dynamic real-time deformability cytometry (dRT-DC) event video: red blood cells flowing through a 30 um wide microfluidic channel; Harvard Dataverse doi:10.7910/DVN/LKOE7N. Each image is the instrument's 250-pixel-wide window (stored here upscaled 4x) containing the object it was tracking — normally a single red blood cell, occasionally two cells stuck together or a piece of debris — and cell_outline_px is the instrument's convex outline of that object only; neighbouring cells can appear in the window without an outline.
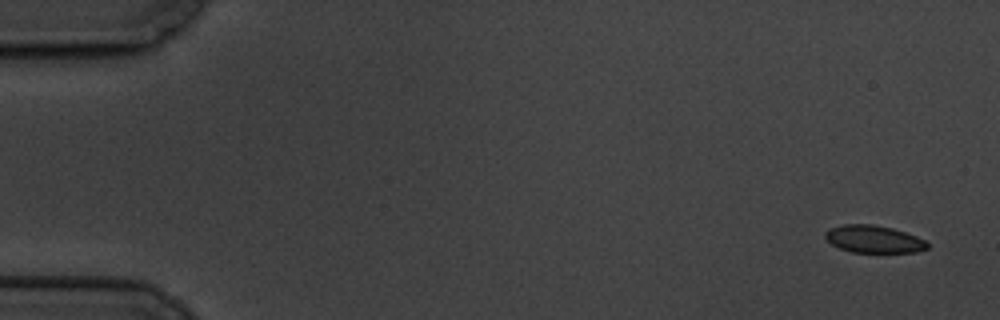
{"species": "common noctule bat (a hibernating species)", "species_latin": "Nyctalus noctula", "temperature_condition": "cold", "stored_images_in_passage": 15, "camera_frame_rate_fps": 3000, "um_per_image_px": 0.085, "animal": {"sex": "male", "body_mass_g": 19.5, "forearm_length_mm": 54.6}, "frame": {"image": 1, "passage_image": 1, "time_ms": 0.0, "image_size_px": [1000, 320], "cell_outline_px": [[928, 248], [916, 252], [852, 252], [840, 248], [832, 244], [824, 236], [824, 232], [828, 228], [844, 224], [872, 224], [892, 228], [916, 236], [924, 240], [928, 244]], "centroid_in_image_um": [74.24, 20.32], "position_along_channel_um": 10.8, "area_um2": 16.24}}
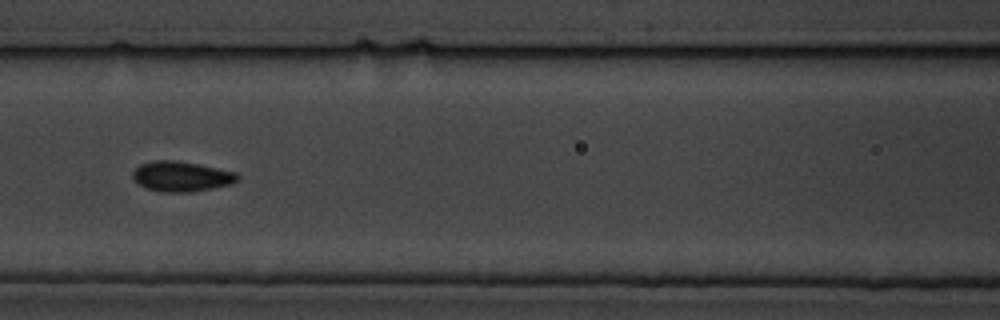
{"frame": {"image": 2, "passage_image": 7, "time_ms": 8.0, "image_size_px": [1000, 320], "cell_outline_px": [[240, 176], [232, 184], [192, 192], [160, 192], [148, 188], [140, 184], [132, 176], [132, 172], [140, 164], [152, 160], [172, 160], [196, 164], [236, 172]], "centroid_in_image_um": [15.41, 15.0], "position_along_channel_um": 151.2, "area_um2": 18.21}}
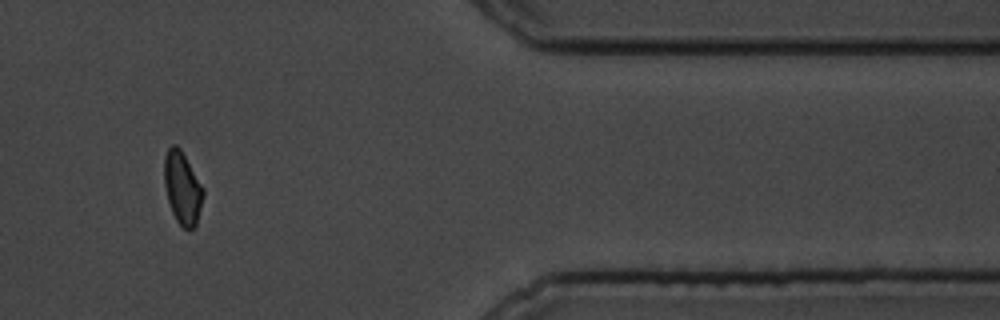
{"frame": {"image": 3, "passage_image": 13, "time_ms": 16.0, "image_size_px": [1000, 320], "cell_outline_px": [[204, 196], [196, 224], [188, 232], [176, 220], [172, 212], [168, 200], [164, 184], [164, 156], [168, 148], [172, 144], [176, 144], [180, 148], [204, 188]], "centroid_in_image_um": [15.5, 15.97], "position_along_channel_um": 395.9, "area_um2": 16.53}, "authors_computed_cell_mechanics": {"area_um2": 16.762, "velocity_mm_per_s": 3.3972, "shape_relaxation_time_tau1_ms": 1.4257, "shape_relaxation_time_tau2_ms": null, "deformation_change_tau1": 0.0541, "deformation_change_tau2": null}}